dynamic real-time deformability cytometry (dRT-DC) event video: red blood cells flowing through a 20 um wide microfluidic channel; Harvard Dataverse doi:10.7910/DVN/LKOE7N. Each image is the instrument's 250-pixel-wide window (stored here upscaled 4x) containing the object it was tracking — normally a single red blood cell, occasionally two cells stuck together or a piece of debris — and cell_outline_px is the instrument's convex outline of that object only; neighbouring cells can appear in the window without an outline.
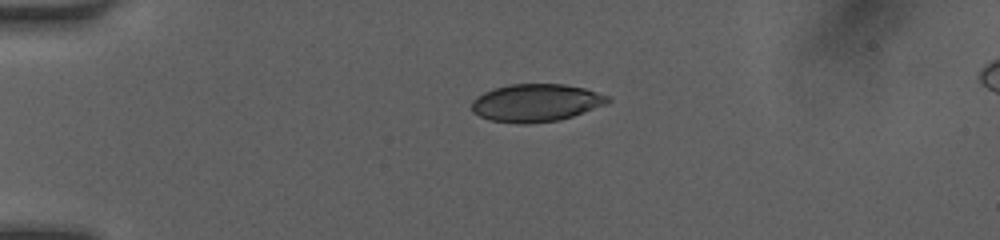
{"species": "human", "species_latin": "Homo sapiens", "temperature_condition": "room temperature", "stored_images_in_passage": 38, "camera_frame_rate_fps": 3000, "um_per_image_px": 0.085, "donor": {"sex": "female"}, "frame": {"image": 1, "passage_image": 1, "time_ms": 0.0, "image_size_px": [1000, 240], "cell_outline_px": [[612, 100], [604, 104], [572, 116], [560, 120], [528, 124], [520, 124], [488, 120], [472, 112], [472, 100], [476, 96], [492, 88], [508, 84], [564, 84], [584, 88], [612, 96]], "centroid_in_image_um": [45.53, 8.73], "position_along_channel_um": 39.5, "area_um2": 30.11}}
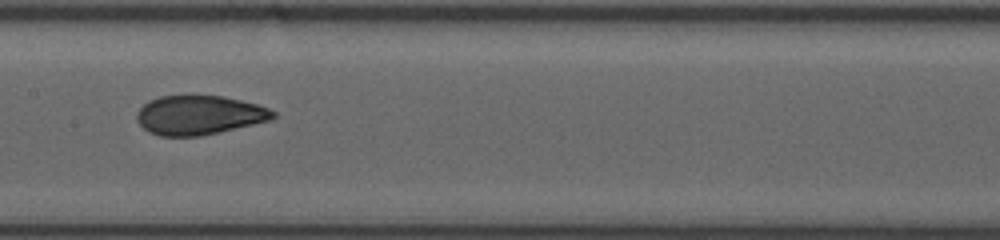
{"frame": {"image": 2, "passage_image": 15, "time_ms": 4.667, "image_size_px": [1000, 240], "cell_outline_px": [[276, 116], [272, 120], [200, 136], [160, 136], [148, 132], [136, 120], [136, 112], [148, 100], [160, 96], [224, 96], [256, 104], [268, 108], [276, 112]], "centroid_in_image_um": [16.92, 9.79], "position_along_channel_um": 190.5, "area_um2": 31.1}}
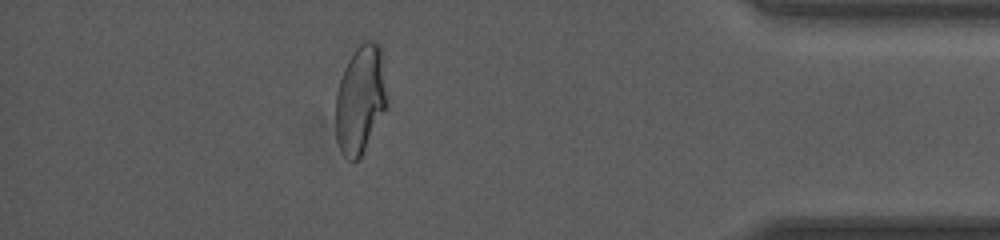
{"frame": {"image": 3, "passage_image": 33, "time_ms": 10.667, "image_size_px": [1000, 240], "cell_outline_px": [[388, 104], [360, 156], [356, 160], [352, 160], [344, 156], [340, 152], [336, 140], [336, 92], [344, 68], [348, 60], [356, 48], [364, 40], [376, 40], [380, 44]], "centroid_in_image_um": [30.62, 8.41], "position_along_channel_um": 404.6, "area_um2": 32.19}, "authors_computed_cell_mechanics": {"area_um2": 31.5299, "velocity_mm_per_s": 4.1774, "shape_relaxation_time_tau1_ms": 5.5666, "shape_relaxation_time_tau2_ms": 1.0078, "deformation_change_tau1": 0.1758, "deformation_change_tau2": 0.067}}